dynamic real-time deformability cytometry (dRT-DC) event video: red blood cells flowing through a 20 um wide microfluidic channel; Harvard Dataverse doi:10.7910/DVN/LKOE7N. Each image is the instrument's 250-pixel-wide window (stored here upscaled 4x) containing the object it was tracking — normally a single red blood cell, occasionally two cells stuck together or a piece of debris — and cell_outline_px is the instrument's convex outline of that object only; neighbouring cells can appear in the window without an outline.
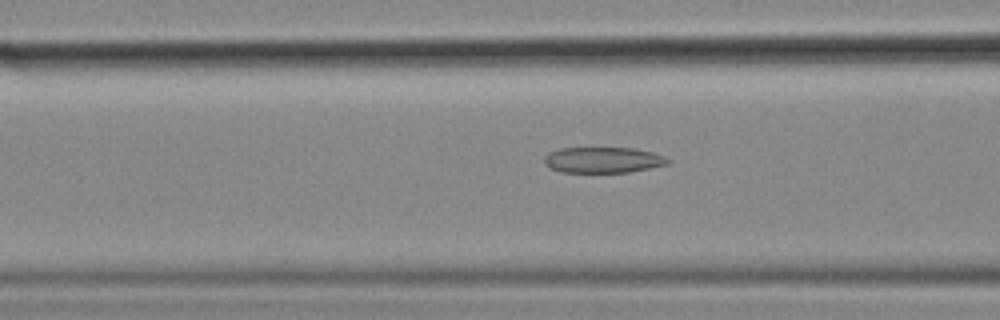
{"species": "common noctule bat (a hibernating species)", "species_latin": "Nyctalus noctula", "temperature_condition": "cold", "stored_images_in_passage": 55, "camera_frame_rate_fps": 3000, "um_per_image_px": 0.085, "animal": {"sex": "female", "body_mass_g": 18.4}, "frame": {"image": 1, "passage_image": 21, "time_ms": 6.667, "image_size_px": [1000, 320], "cell_outline_px": [[672, 160], [668, 164], [628, 172], [560, 172], [544, 164], [544, 156], [548, 152], [560, 148], [632, 148], [652, 152], [664, 156]], "centroid_in_image_um": [51.24, 13.59], "position_along_channel_um": 115.4, "area_um2": 18.55}}
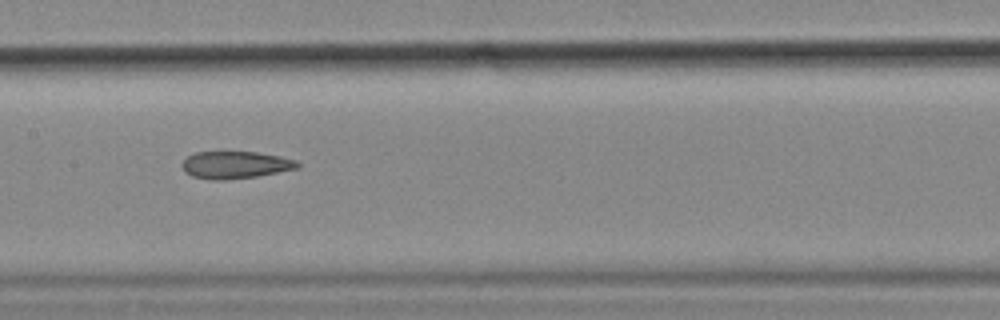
{"frame": {"image": 2, "passage_image": 27, "time_ms": 8.667, "image_size_px": [1000, 320], "cell_outline_px": [[300, 168], [256, 176], [220, 180], [216, 180], [192, 176], [184, 168], [184, 160], [188, 156], [196, 152], [256, 152], [280, 156], [296, 160], [300, 164]], "centroid_in_image_um": [20.07, 14.01], "position_along_channel_um": 187.3, "area_um2": 17.98}}
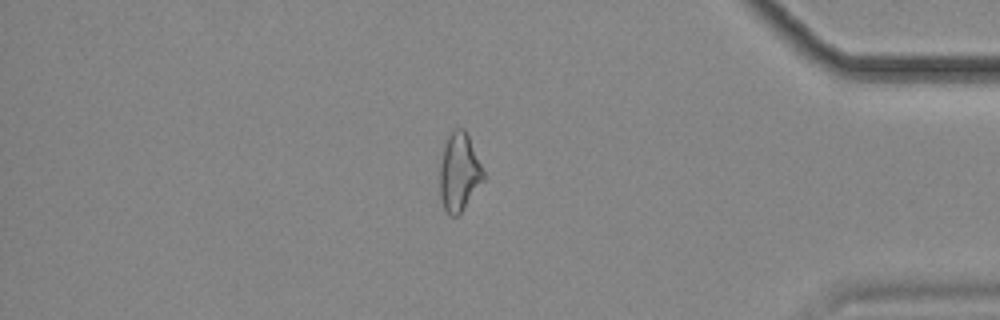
{"frame": {"image": 3, "passage_image": 47, "time_ms": 15.333, "image_size_px": [1000, 320], "cell_outline_px": [[484, 180], [460, 212], [456, 216], [452, 216], [444, 208], [440, 196], [440, 164], [444, 148], [448, 136], [456, 128], [464, 128], [468, 136], [484, 172]], "centroid_in_image_um": [39.02, 14.63], "position_along_channel_um": 396.2, "area_um2": 19.25}, "authors_computed_cell_mechanics": {"area_um2": 20.0566, "velocity_mm_per_s": 3.5954, "shape_relaxation_time_tau1_ms": null, "shape_relaxation_time_tau2_ms": 2.7949, "deformation_change_tau1": null, "deformation_change_tau2": 0.1177}}